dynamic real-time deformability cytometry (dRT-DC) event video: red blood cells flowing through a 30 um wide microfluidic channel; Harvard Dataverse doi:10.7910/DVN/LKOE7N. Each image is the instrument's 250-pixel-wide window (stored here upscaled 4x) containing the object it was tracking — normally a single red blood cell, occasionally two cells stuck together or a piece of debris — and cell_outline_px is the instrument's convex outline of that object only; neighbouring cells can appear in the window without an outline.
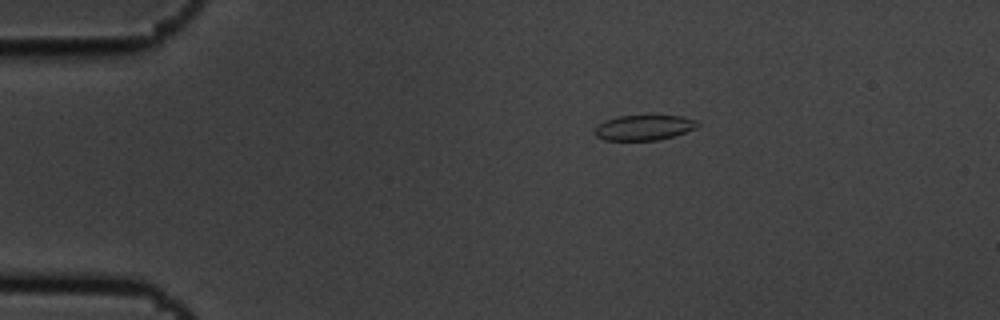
{"species": "common noctule bat (a hibernating species)", "species_latin": "Nyctalus noctula", "temperature_condition": "cold", "stored_images_in_passage": 5, "camera_frame_rate_fps": 3000, "um_per_image_px": 0.085, "animal": {"sex": "male", "body_mass_g": 19.5, "forearm_length_mm": 54.6}, "frame": {"image": 1, "passage_image": 3, "time_ms": 0.667, "image_size_px": [1000, 320], "cell_outline_px": [[700, 124], [696, 128], [672, 136], [656, 140], [604, 140], [596, 136], [592, 132], [604, 120], [620, 116], [680, 116], [696, 120]], "centroid_in_image_um": [54.71, 10.85], "position_along_channel_um": 30.3, "area_um2": 14.91}}